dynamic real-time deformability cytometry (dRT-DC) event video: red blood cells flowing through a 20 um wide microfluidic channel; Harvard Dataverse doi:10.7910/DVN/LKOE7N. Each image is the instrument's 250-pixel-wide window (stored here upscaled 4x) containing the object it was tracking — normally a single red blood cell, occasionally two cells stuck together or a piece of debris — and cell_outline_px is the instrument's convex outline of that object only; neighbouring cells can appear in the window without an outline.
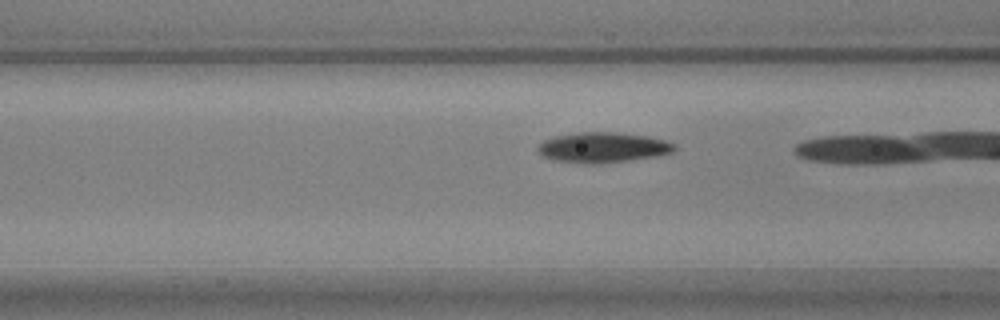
{"species": "common noctule bat (a hibernating species)", "species_latin": "Nyctalus noctula", "temperature_condition": "warm", "stored_images_in_passage": 5, "camera_frame_rate_fps": 3000, "um_per_image_px": 0.085, "animal": {"sex": "male", "body_mass_g": 17.9, "forearm_length_mm": 54.2}, "frame": {"image": 1, "passage_image": 3, "time_ms": 0.667, "image_size_px": [1000, 320], "cell_outline_px": [[676, 148], [672, 152], [656, 156], [628, 160], [596, 164], [584, 164], [552, 160], [540, 156], [536, 152], [536, 148], [544, 140], [552, 136], [576, 132], [616, 132], [648, 136], [664, 140], [676, 144]], "centroid_in_image_um": [51.17, 12.53], "position_along_channel_um": 115.4, "area_um2": 24.45}}